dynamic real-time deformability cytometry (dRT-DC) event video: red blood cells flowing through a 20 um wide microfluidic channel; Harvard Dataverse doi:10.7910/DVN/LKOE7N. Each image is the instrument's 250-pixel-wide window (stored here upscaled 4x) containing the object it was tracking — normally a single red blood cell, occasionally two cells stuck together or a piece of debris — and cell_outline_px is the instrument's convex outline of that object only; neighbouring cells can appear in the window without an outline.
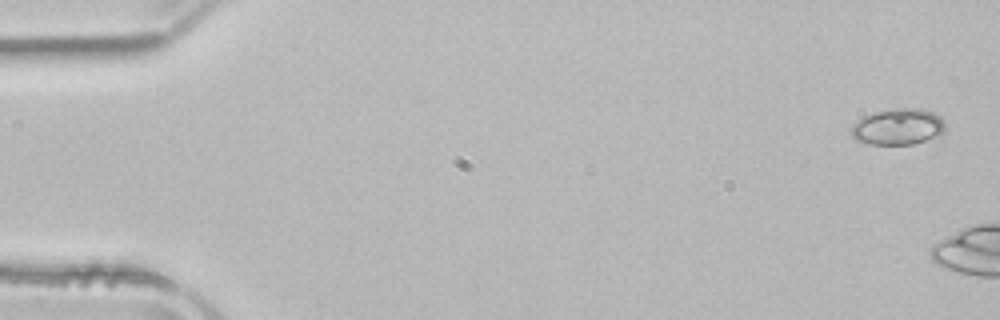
{"species": "common noctule bat (a hibernating species)", "species_latin": "Nyctalus noctula", "temperature_condition": "room temperature", "stored_images_in_passage": 9, "camera_frame_rate_fps": 3000, "um_per_image_px": 0.085, "animal": {"sex": "male", "body_mass_g": 21.5, "forearm_length_mm": 52.0}, "frame": {"image": 1, "passage_image": 2, "time_ms": 0.333, "image_size_px": [1000, 320], "cell_outline_px": [[944, 132], [940, 136], [912, 144], [868, 144], [856, 140], [852, 136], [852, 124], [864, 116], [876, 112], [900, 108], [920, 108], [932, 112], [940, 116], [944, 120]], "centroid_in_image_um": [76.36, 10.78], "position_along_channel_um": 8.6, "area_um2": 19.77}}